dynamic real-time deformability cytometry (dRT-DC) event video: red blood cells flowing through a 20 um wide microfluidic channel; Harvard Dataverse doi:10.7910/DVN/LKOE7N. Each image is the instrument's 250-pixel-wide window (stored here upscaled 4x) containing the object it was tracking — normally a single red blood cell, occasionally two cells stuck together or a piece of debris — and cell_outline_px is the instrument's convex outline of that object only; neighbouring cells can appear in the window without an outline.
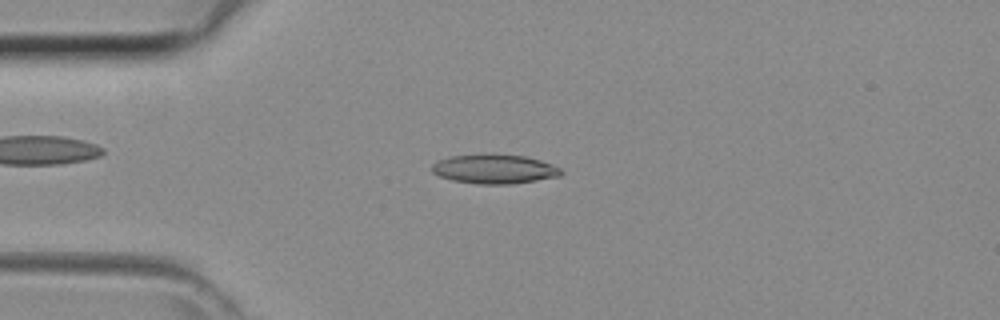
{"species": "common noctule bat (a hibernating species)", "species_latin": "Nyctalus noctula", "temperature_condition": "room temperature", "stored_images_in_passage": 34, "camera_frame_rate_fps": 3000, "um_per_image_px": 0.085, "animal": {"sex": "female", "body_mass_g": 29.2, "forearm_length_mm": 56.3}, "frame": {"image": 1, "passage_image": 2, "time_ms": 0.333, "image_size_px": [1000, 320], "cell_outline_px": [[564, 172], [560, 176], [512, 184], [476, 184], [452, 180], [440, 176], [432, 172], [432, 164], [440, 160], [452, 156], [492, 152], [524, 156], [540, 160], [552, 164], [560, 168]], "centroid_in_image_um": [42.04, 14.35], "position_along_channel_um": 43.0, "area_um2": 22.37}}
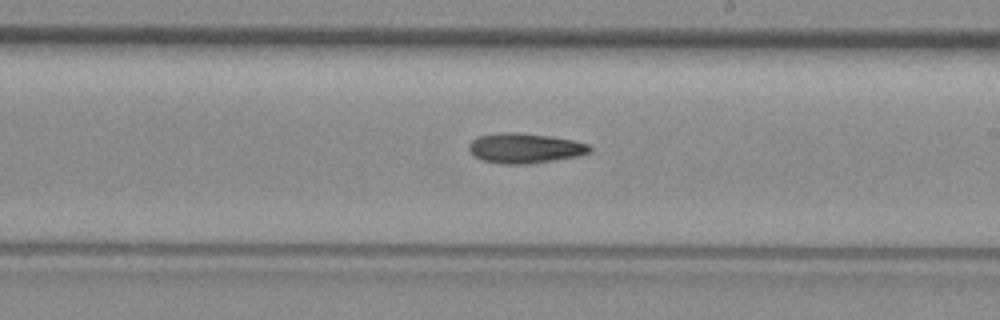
{"frame": {"image": 2, "passage_image": 16, "time_ms": 5.0, "image_size_px": [1000, 320], "cell_outline_px": [[592, 148], [588, 152], [580, 156], [528, 164], [500, 164], [480, 160], [468, 148], [468, 144], [476, 136], [504, 132], [516, 132], [548, 136], [572, 140], [588, 144]], "centroid_in_image_um": [44.58, 12.6], "position_along_channel_um": 244.4, "area_um2": 21.1}}
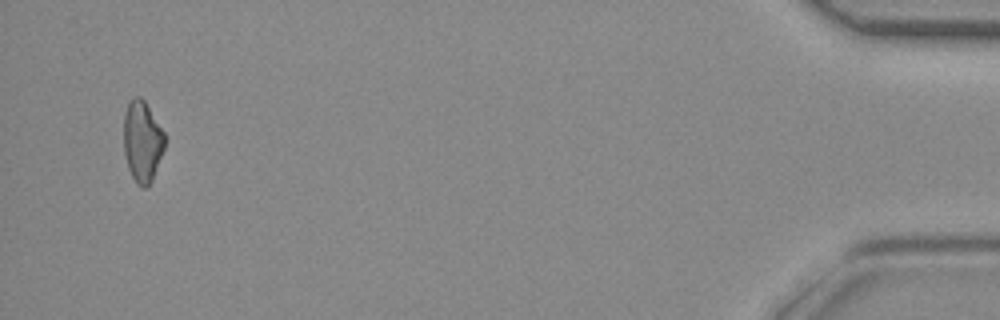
{"frame": {"image": 3, "passage_image": 33, "time_ms": 10.667, "image_size_px": [1000, 320], "cell_outline_px": [[164, 148], [152, 180], [144, 188], [136, 184], [128, 168], [124, 152], [124, 112], [128, 100], [136, 96], [140, 96], [144, 100], [164, 132]], "centroid_in_image_um": [12.07, 11.99], "position_along_channel_um": 423.1, "area_um2": 19.31}}